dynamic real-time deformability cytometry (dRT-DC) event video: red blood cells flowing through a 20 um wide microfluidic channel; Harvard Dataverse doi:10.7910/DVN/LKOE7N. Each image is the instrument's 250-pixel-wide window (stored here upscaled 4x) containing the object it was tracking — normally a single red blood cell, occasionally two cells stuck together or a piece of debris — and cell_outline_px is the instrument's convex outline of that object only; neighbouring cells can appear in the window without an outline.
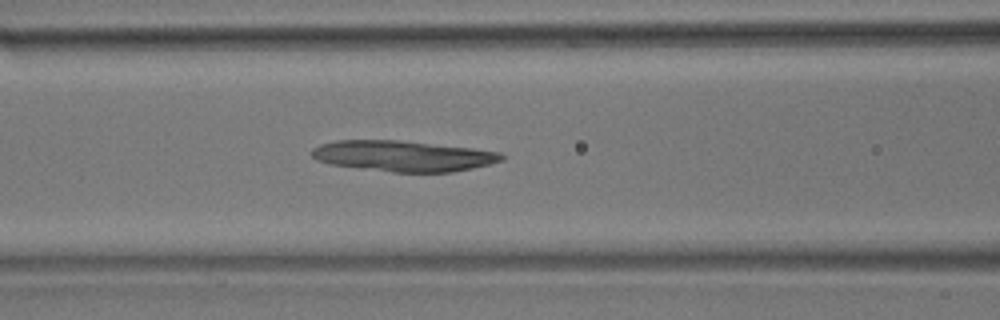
{"species": "common noctule bat (a hibernating species)", "species_latin": "Nyctalus noctula", "temperature_condition": "room temperature", "stored_images_in_passage": 53, "camera_frame_rate_fps": 3000, "um_per_image_px": 0.085, "animal": {"sex": "male", "body_mass_g": 17.9}, "frame": {"image": 1, "passage_image": 22, "time_ms": 7.0, "image_size_px": [1000, 320], "cell_outline_px": [[504, 160], [472, 168], [452, 172], [392, 172], [332, 164], [316, 160], [312, 156], [312, 148], [320, 144], [336, 140], [400, 140], [472, 148], [500, 152], [504, 156]], "centroid_in_image_um": [34.26, 13.25], "position_along_channel_um": 132.3, "area_um2": 33.87}}
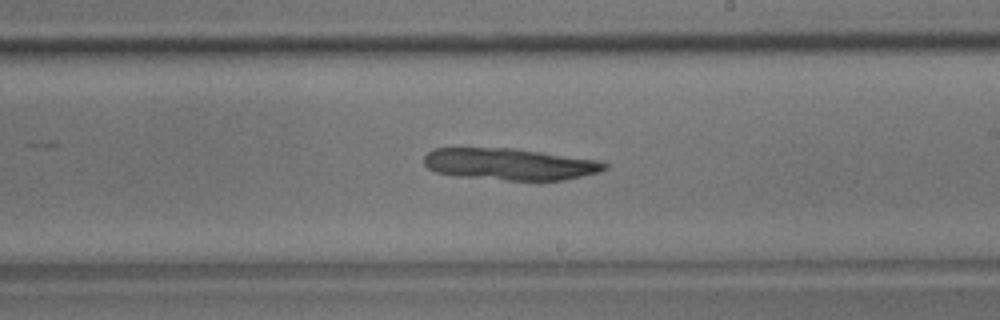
{"frame": {"image": 2, "passage_image": 31, "time_ms": 10.0, "image_size_px": [1000, 320], "cell_outline_px": [[608, 168], [600, 172], [564, 180], [504, 180], [456, 176], [436, 172], [428, 168], [424, 164], [424, 156], [428, 152], [436, 148], [512, 148], [600, 160], [608, 164]], "centroid_in_image_um": [43.34, 13.95], "position_along_channel_um": 245.7, "area_um2": 33.47}}